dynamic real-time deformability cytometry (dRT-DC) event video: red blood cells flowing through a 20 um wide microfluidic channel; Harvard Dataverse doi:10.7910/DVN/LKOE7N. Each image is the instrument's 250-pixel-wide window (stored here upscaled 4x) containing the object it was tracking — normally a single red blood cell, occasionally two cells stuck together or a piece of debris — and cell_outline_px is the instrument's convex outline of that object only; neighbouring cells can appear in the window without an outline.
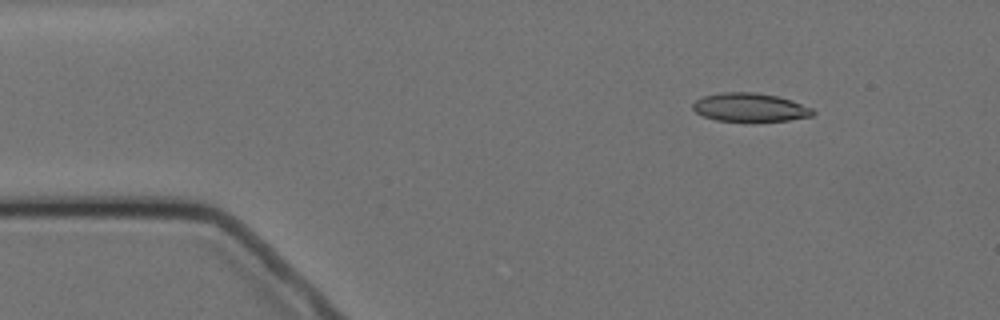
{"species": "Egyptian fruit bat (a non-hibernating species)", "species_latin": "Rousettus aegyptiacus", "temperature_condition": "cold", "stored_images_in_passage": 13, "camera_frame_rate_fps": 3000, "um_per_image_px": 0.085, "animal": {"sex": "female"}, "frame": {"image": 1, "passage_image": 1, "time_ms": 0.0, "image_size_px": [1000, 320], "cell_outline_px": [[816, 112], [812, 116], [788, 120], [716, 120], [704, 116], [696, 112], [692, 108], [692, 104], [696, 100], [704, 96], [720, 92], [756, 92], [776, 96], [792, 100], [812, 108]], "centroid_in_image_um": [63.75, 9.1], "position_along_channel_um": 21.3, "area_um2": 19.65}}
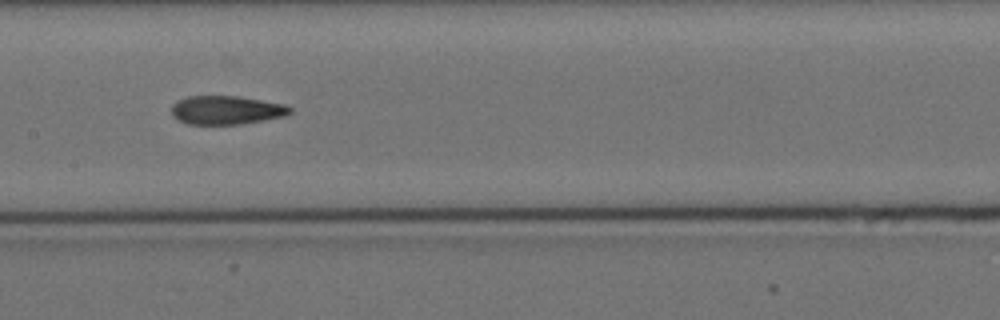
{"frame": {"image": 2, "passage_image": 6, "time_ms": 6.667, "image_size_px": [1000, 320], "cell_outline_px": [[292, 112], [284, 116], [240, 124], [188, 124], [172, 116], [172, 104], [176, 100], [188, 96], [236, 96], [284, 104], [292, 108]], "centroid_in_image_um": [19.21, 9.35], "position_along_channel_um": 188.2, "area_um2": 19.65}}
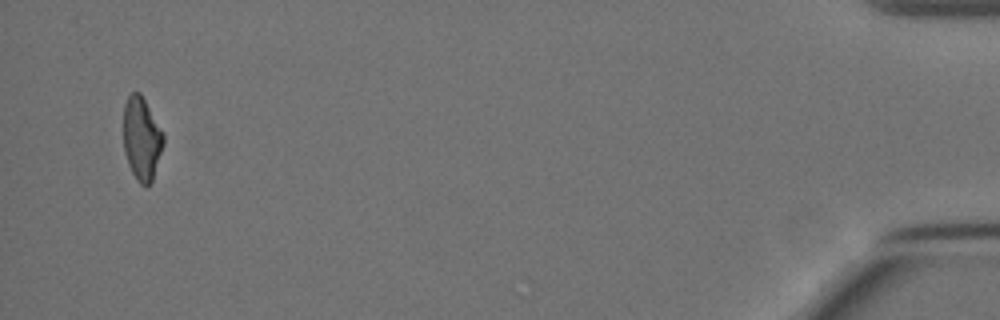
{"frame": {"image": 3, "passage_image": 13, "time_ms": 16.0, "image_size_px": [1000, 320], "cell_outline_px": [[164, 144], [152, 180], [148, 184], [140, 184], [136, 180], [128, 164], [124, 152], [124, 104], [128, 96], [132, 92], [140, 92], [164, 132]], "centroid_in_image_um": [12.05, 11.76], "position_along_channel_um": 423.2, "area_um2": 19.36}, "authors_computed_cell_mechanics": {"area_um2": 20.3456, "velocity_mm_per_s": 3.4773, "shape_relaxation_time_tau1_ms": 7.9209, "shape_relaxation_time_tau2_ms": 2.8831, "deformation_change_tau1": 0.2326, "deformation_change_tau2": 0.1098}}